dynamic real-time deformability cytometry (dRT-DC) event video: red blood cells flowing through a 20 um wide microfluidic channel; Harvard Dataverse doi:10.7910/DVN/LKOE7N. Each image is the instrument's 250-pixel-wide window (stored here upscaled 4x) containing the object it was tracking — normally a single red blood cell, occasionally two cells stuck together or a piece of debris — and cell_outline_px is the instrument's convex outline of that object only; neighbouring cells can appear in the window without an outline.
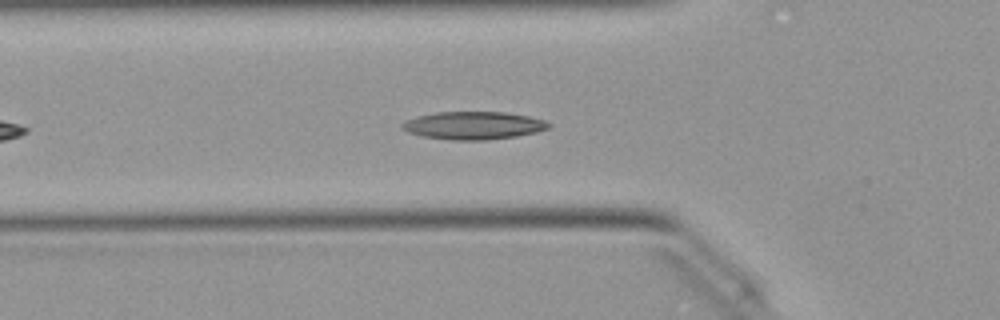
{"species": "Egyptian fruit bat (a non-hibernating species)", "species_latin": "Rousettus aegyptiacus", "temperature_condition": "warm", "stored_images_in_passage": 32, "camera_frame_rate_fps": 3000, "um_per_image_px": 0.085, "animal": {"sex": "female"}, "frame": {"image": 1, "passage_image": 7, "time_ms": 2.0, "image_size_px": [1000, 320], "cell_outline_px": [[552, 124], [548, 128], [536, 132], [516, 136], [488, 140], [452, 140], [424, 136], [408, 132], [400, 128], [400, 124], [404, 120], [416, 116], [436, 112], [504, 112], [528, 116], [544, 120]], "centroid_in_image_um": [40.21, 10.66], "position_along_channel_um": 85.6, "area_um2": 23.81}}
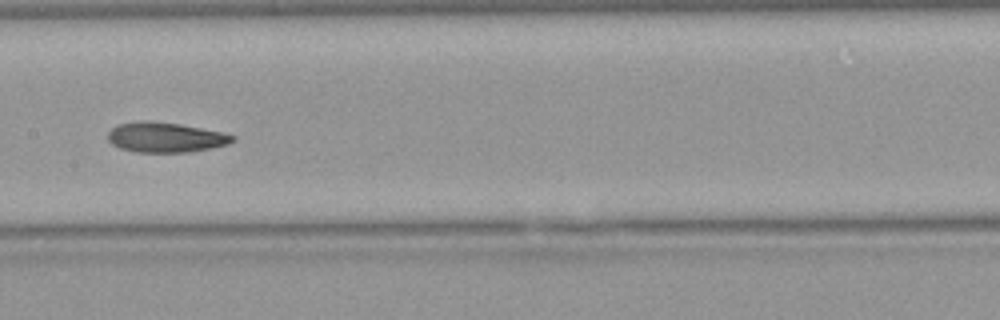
{"frame": {"image": 2, "passage_image": 15, "time_ms": 4.667, "image_size_px": [1000, 320], "cell_outline_px": [[236, 140], [228, 144], [212, 148], [188, 152], [136, 152], [120, 148], [112, 144], [108, 140], [108, 132], [116, 124], [144, 120], [148, 120], [180, 124], [224, 132], [236, 136]], "centroid_in_image_um": [14.08, 11.67], "position_along_channel_um": 193.3, "area_um2": 22.02}}
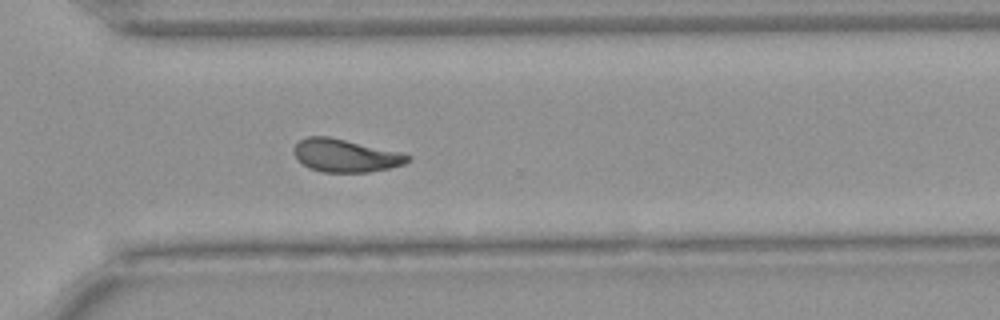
{"frame": {"image": 3, "passage_image": 26, "time_ms": 8.333, "image_size_px": [1000, 320], "cell_outline_px": [[412, 156], [404, 164], [388, 168], [368, 172], [324, 172], [308, 168], [292, 152], [296, 144], [300, 140], [308, 136], [328, 136], [396, 152]], "centroid_in_image_um": [29.31, 13.23], "position_along_channel_um": 341.3, "area_um2": 21.27}, "authors_computed_cell_mechanics": {"area_um2": 22.0507, "velocity_mm_per_s": 4.038, "shape_relaxation_time_tau1_ms": 9.5418, "shape_relaxation_time_tau2_ms": 4.2696, "deformation_change_tau1": 0.2346, "deformation_change_tau2": 0.1215}}